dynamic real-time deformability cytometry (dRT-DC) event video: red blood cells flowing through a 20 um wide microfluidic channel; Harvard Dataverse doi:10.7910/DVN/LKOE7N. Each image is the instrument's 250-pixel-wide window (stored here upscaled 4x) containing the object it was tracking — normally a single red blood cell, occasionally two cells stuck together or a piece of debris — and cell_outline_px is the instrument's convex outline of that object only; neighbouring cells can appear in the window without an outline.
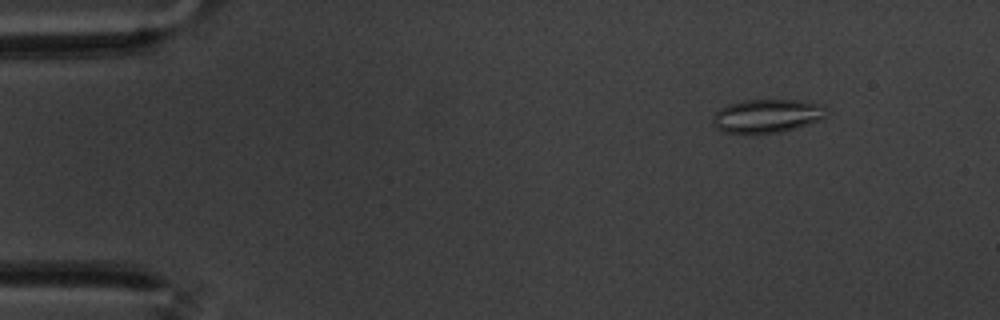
{"species": "common noctule bat (a hibernating species)", "species_latin": "Nyctalus noctula", "temperature_condition": "warm", "stored_images_in_passage": 54, "camera_frame_rate_fps": 3000, "um_per_image_px": 0.085, "animal": {"sex": "male", "body_mass_g": 20.1, "forearm_length_mm": 53.5}, "frame": {"image": 1, "passage_image": 2, "time_ms": 0.333, "image_size_px": [1000, 320], "cell_outline_px": [[824, 120], [796, 128], [780, 132], [724, 132], [716, 128], [712, 124], [712, 116], [720, 108], [728, 104], [744, 100], [800, 100], [824, 104]], "centroid_in_image_um": [65.21, 9.84], "position_along_channel_um": 19.8, "area_um2": 22.14}}
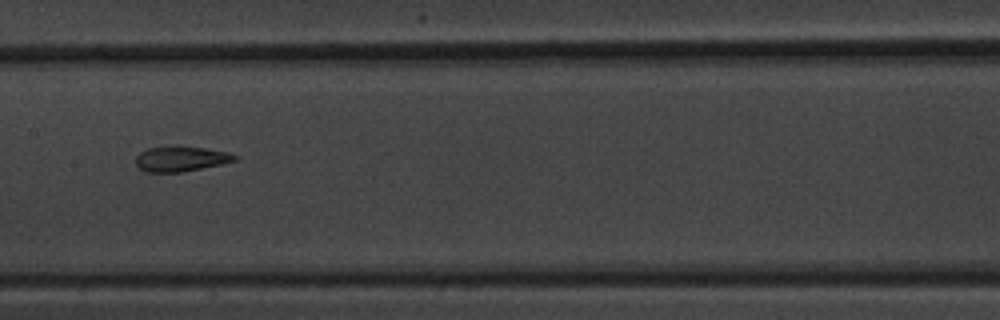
{"frame": {"image": 2, "passage_image": 25, "time_ms": 8.0, "image_size_px": [1000, 320], "cell_outline_px": [[240, 156], [236, 160], [220, 164], [184, 172], [144, 172], [136, 164], [136, 156], [140, 152], [148, 148], [204, 148], [228, 152]], "centroid_in_image_um": [15.39, 13.53], "position_along_channel_um": 192.0, "area_um2": 14.05}}
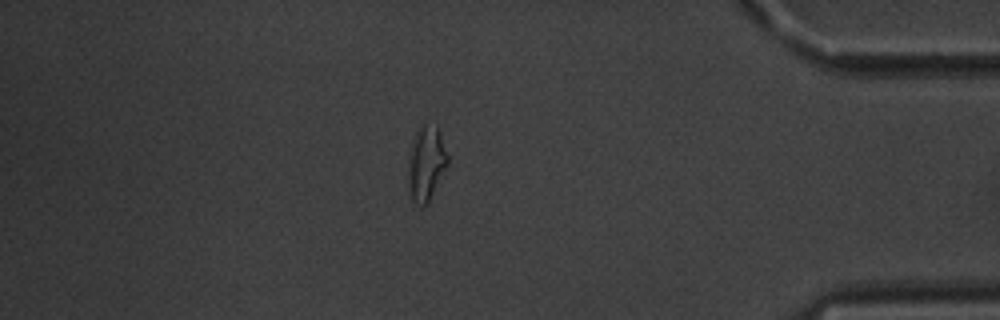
{"frame": {"image": 3, "passage_image": 46, "time_ms": 15.0, "image_size_px": [1000, 320], "cell_outline_px": [[448, 164], [428, 204], [424, 208], [420, 208], [412, 200], [408, 188], [408, 168], [412, 148], [416, 132], [424, 124], [436, 124], [440, 132], [448, 156]], "centroid_in_image_um": [36.24, 13.96], "position_along_channel_um": 399.0, "area_um2": 17.17}, "authors_computed_cell_mechanics": {"area_um2": 15.7794, "velocity_mm_per_s": 3.4369, "shape_relaxation_time_tau1_ms": null, "shape_relaxation_time_tau2_ms": 2.7588, "deformation_change_tau1": null, "deformation_change_tau2": 0.085}}